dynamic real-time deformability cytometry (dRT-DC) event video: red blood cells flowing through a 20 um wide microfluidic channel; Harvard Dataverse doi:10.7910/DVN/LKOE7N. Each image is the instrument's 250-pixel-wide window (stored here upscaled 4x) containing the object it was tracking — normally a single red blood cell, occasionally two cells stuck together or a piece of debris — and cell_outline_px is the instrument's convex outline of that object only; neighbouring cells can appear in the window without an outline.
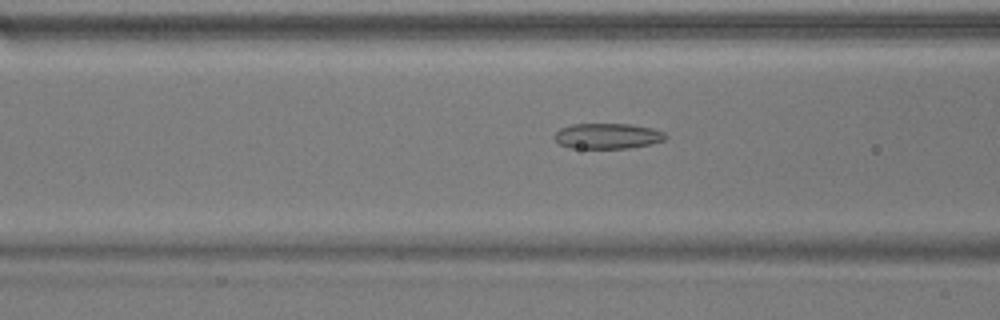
{"species": "common noctule bat (a hibernating species)", "species_latin": "Nyctalus noctula", "temperature_condition": "warm", "stored_images_in_passage": 53, "camera_frame_rate_fps": 3000, "um_per_image_px": 0.085, "animal": {"sex": "male", "body_mass_g": 17.9}, "frame": {"image": 1, "passage_image": 20, "time_ms": 6.333, "image_size_px": [1000, 320], "cell_outline_px": [[668, 136], [664, 140], [648, 144], [628, 148], [568, 148], [560, 144], [552, 136], [560, 128], [572, 124], [628, 124], [652, 128], [664, 132]], "centroid_in_image_um": [51.61, 11.56], "position_along_channel_um": 115.0, "area_um2": 16.47}}
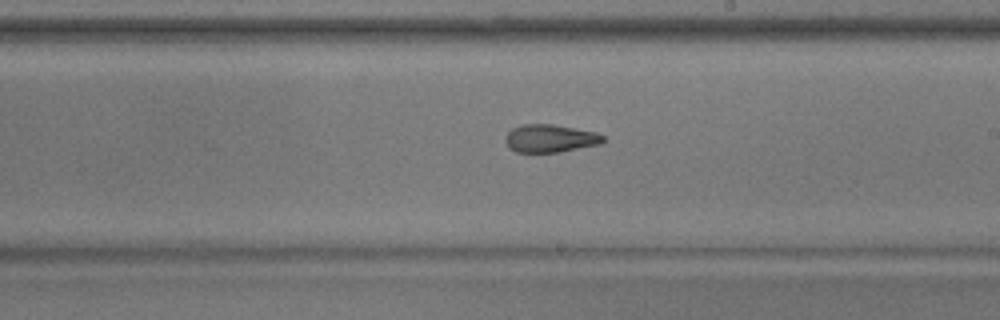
{"frame": {"image": 2, "passage_image": 30, "time_ms": 9.667, "image_size_px": [1000, 320], "cell_outline_px": [[608, 140], [600, 144], [560, 152], [516, 152], [508, 148], [504, 140], [504, 136], [512, 128], [520, 124], [552, 124], [596, 132], [604, 136]], "centroid_in_image_um": [46.75, 11.76], "position_along_channel_um": 242.3, "area_um2": 16.13}}
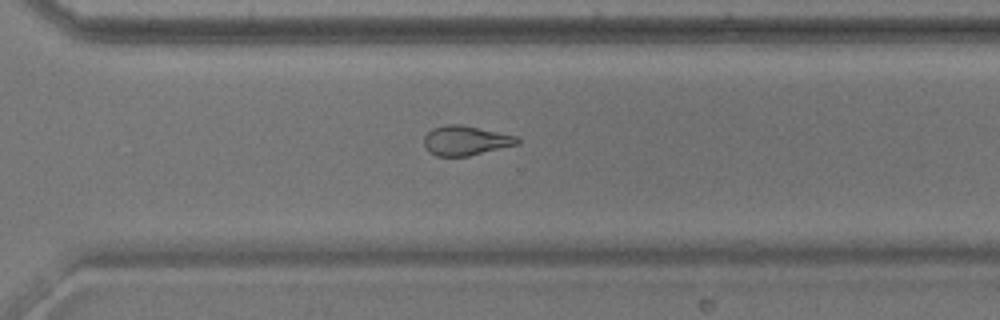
{"frame": {"image": 3, "passage_image": 37, "time_ms": 12.0, "image_size_px": [1000, 320], "cell_outline_px": [[520, 144], [468, 156], [436, 156], [428, 152], [424, 144], [424, 136], [432, 128], [448, 124], [460, 124], [516, 136], [520, 140]], "centroid_in_image_um": [39.56, 11.95], "position_along_channel_um": 331.0, "area_um2": 16.07}, "authors_computed_cell_mechanics": {"area_um2": 17.629, "velocity_mm_per_s": 3.8177, "shape_relaxation_time_tau1_ms": 10.0536, "shape_relaxation_time_tau2_ms": 1.9357, "deformation_change_tau1": 0.2307, "deformation_change_tau2": 0.0936}}